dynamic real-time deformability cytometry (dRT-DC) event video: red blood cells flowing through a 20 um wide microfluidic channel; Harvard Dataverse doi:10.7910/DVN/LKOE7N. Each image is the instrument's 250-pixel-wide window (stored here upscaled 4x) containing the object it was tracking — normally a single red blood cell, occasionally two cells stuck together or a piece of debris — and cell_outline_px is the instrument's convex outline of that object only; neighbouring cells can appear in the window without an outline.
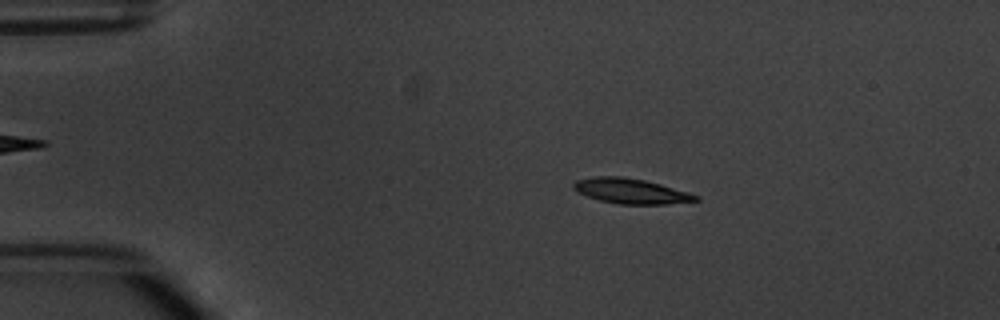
{"species": "common noctule bat (a hibernating species)", "species_latin": "Nyctalus noctula", "temperature_condition": "warm", "stored_images_in_passage": 5, "camera_frame_rate_fps": 3000, "um_per_image_px": 0.085, "animal": {"sex": "male", "body_mass_g": 20.1, "forearm_length_mm": 53.5}, "frame": {"image": 1, "passage_image": 3, "time_ms": 2.333, "image_size_px": [1000, 320], "cell_outline_px": [[700, 200], [668, 204], [616, 204], [600, 200], [588, 196], [572, 188], [572, 184], [576, 180], [592, 176], [624, 176], [644, 180], [660, 184], [688, 192], [700, 196]], "centroid_in_image_um": [53.62, 16.23], "position_along_channel_um": 31.4, "area_um2": 17.92}}
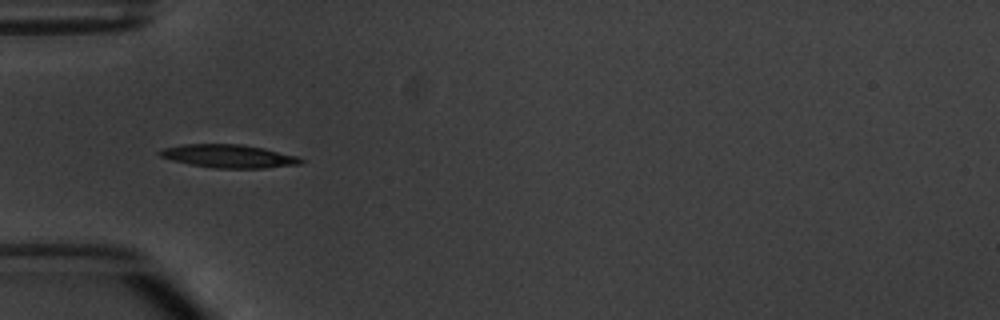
{"frame": {"image": 2, "passage_image": 5, "time_ms": 4.667, "image_size_px": [1000, 320], "cell_outline_px": [[304, 160], [300, 164], [264, 168], [212, 168], [172, 160], [160, 156], [156, 152], [164, 148], [184, 144], [240, 144], [264, 148], [296, 156]], "centroid_in_image_um": [19.43, 13.27], "position_along_channel_um": 65.6, "area_um2": 18.9}}